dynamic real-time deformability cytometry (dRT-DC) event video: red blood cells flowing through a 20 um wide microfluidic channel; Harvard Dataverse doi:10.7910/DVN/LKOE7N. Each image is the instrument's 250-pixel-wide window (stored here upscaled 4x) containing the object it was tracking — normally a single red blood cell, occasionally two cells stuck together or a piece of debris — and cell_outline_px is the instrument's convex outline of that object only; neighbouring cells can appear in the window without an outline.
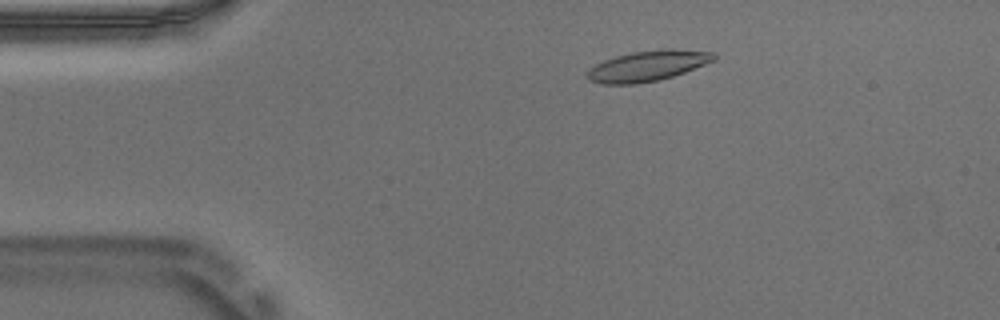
{"species": "Egyptian fruit bat (a non-hibernating species)", "species_latin": "Rousettus aegyptiacus", "temperature_condition": "warm", "stored_images_in_passage": 53, "camera_frame_rate_fps": 3000, "um_per_image_px": 0.085, "animal": {"sex": "male"}, "frame": {"image": 1, "passage_image": 9, "time_ms": 2.667, "image_size_px": [1000, 320], "cell_outline_px": [[716, 60], [684, 72], [660, 80], [636, 84], [600, 84], [588, 80], [584, 76], [588, 68], [604, 60], [616, 56], [632, 52], [664, 48], [716, 52]], "centroid_in_image_um": [55.02, 5.6], "position_along_channel_um": 30.0, "area_um2": 22.77}}
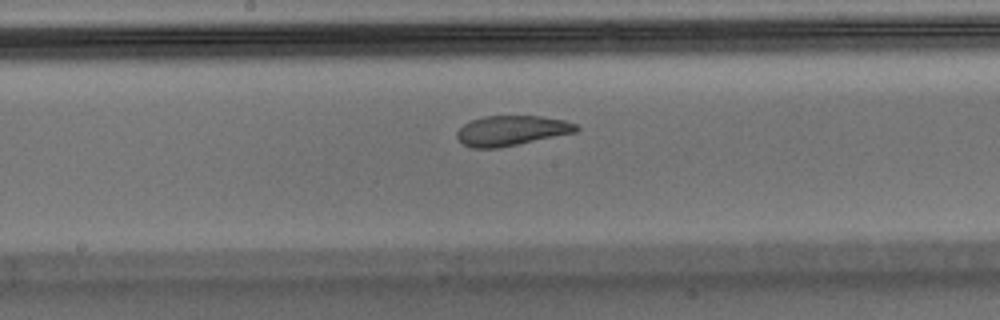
{"frame": {"image": 2, "passage_image": 27, "time_ms": 8.667, "image_size_px": [1000, 320], "cell_outline_px": [[580, 128], [576, 132], [500, 148], [472, 148], [464, 144], [456, 136], [456, 132], [464, 124], [472, 120], [484, 116], [540, 116], [564, 120], [576, 124]], "centroid_in_image_um": [43.48, 11.1], "position_along_channel_um": 204.7, "area_um2": 20.81}}
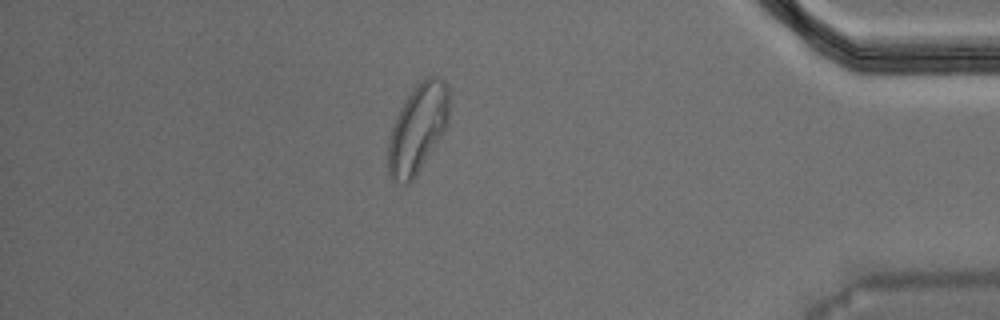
{"frame": {"image": 3, "passage_image": 46, "time_ms": 15.0, "image_size_px": [1000, 320], "cell_outline_px": [[448, 124], [444, 132], [416, 176], [408, 184], [400, 184], [392, 180], [388, 176], [388, 144], [392, 128], [396, 116], [400, 108], [408, 96], [428, 76], [436, 76], [444, 80], [448, 88]], "centroid_in_image_um": [35.5, 10.99], "position_along_channel_um": 399.7, "area_um2": 31.21}, "authors_computed_cell_mechanics": {"area_um2": 22.0796, "velocity_mm_per_s": 3.7077, "shape_relaxation_time_tau1_ms": 7.5373, "shape_relaxation_time_tau2_ms": 2.2454, "deformation_change_tau1": 0.1979, "deformation_change_tau2": 0.0778}}